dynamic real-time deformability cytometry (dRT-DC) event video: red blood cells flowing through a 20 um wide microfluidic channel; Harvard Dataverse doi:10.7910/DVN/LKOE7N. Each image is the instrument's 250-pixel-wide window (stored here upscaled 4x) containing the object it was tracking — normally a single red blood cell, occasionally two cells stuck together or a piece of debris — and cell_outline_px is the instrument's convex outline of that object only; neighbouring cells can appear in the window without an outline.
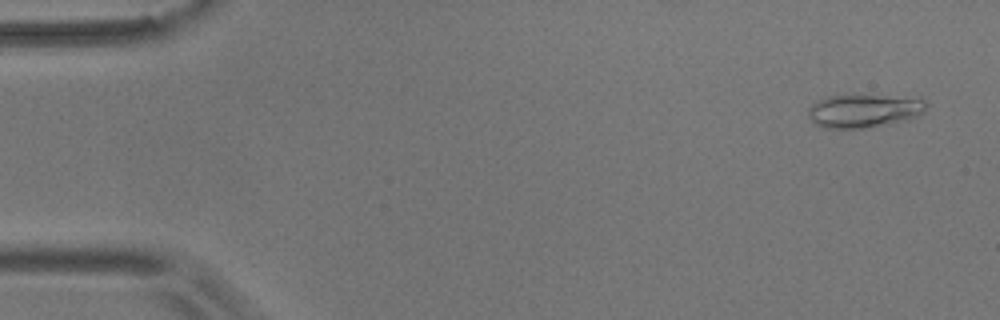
{"species": "common noctule bat (a hibernating species)", "species_latin": "Nyctalus noctula", "temperature_condition": "room temperature", "stored_images_in_passage": 55, "camera_frame_rate_fps": 3000, "um_per_image_px": 0.085, "animal": {"sex": "male", "body_mass_g": 17.9}, "frame": {"image": 1, "passage_image": 3, "time_ms": 0.667, "image_size_px": [1000, 320], "cell_outline_px": [[928, 104], [924, 112], [920, 116], [908, 120], [864, 128], [820, 128], [808, 116], [808, 108], [812, 104], [828, 96], [852, 92], [924, 96]], "centroid_in_image_um": [73.55, 9.34], "position_along_channel_um": 11.4, "area_um2": 24.62}}
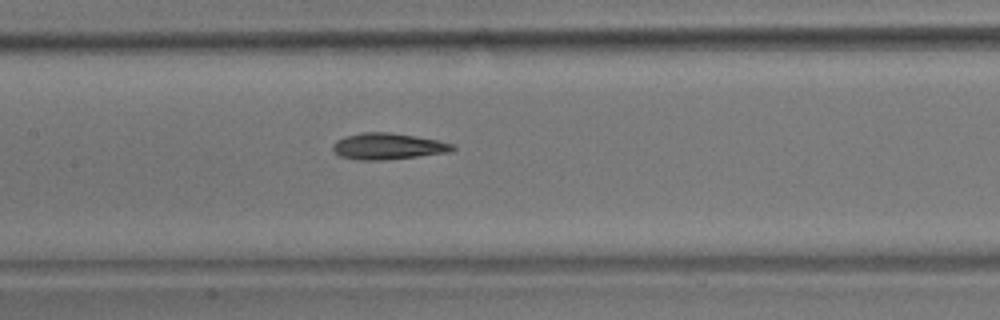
{"frame": {"image": 2, "passage_image": 26, "time_ms": 8.333, "image_size_px": [1000, 320], "cell_outline_px": [[456, 148], [452, 152], [384, 160], [356, 160], [340, 156], [332, 148], [332, 144], [336, 140], [344, 136], [364, 132], [392, 132], [416, 136], [436, 140], [452, 144]], "centroid_in_image_um": [32.96, 12.43], "position_along_channel_um": 174.4, "area_um2": 18.44}}
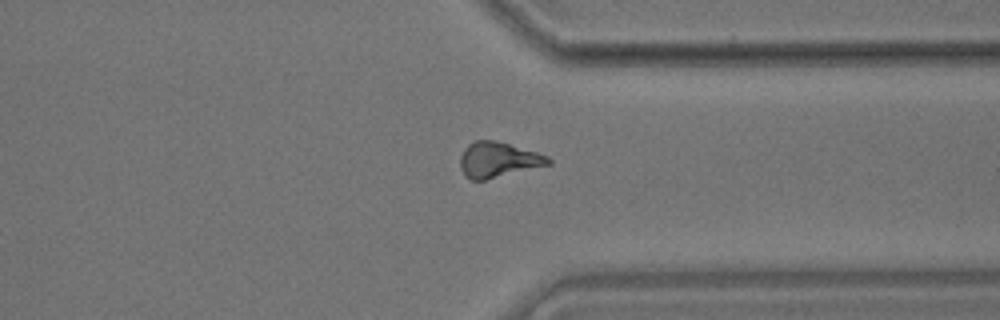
{"frame": {"image": 3, "passage_image": 42, "time_ms": 13.667, "image_size_px": [1000, 320], "cell_outline_px": [[552, 164], [484, 180], [472, 180], [464, 176], [460, 168], [460, 156], [464, 148], [468, 144], [476, 140], [496, 140], [536, 152], [548, 156], [552, 160]], "centroid_in_image_um": [42.33, 13.58], "position_along_channel_um": 369.1, "area_um2": 18.21}, "authors_computed_cell_mechanics": {"area_um2": 18.0914, "velocity_mm_per_s": 3.6739, "shape_relaxation_time_tau1_ms": 7.7197, "shape_relaxation_time_tau2_ms": 7.0839, "deformation_change_tau1": 0.1853, "deformation_change_tau2": 0.1743}}